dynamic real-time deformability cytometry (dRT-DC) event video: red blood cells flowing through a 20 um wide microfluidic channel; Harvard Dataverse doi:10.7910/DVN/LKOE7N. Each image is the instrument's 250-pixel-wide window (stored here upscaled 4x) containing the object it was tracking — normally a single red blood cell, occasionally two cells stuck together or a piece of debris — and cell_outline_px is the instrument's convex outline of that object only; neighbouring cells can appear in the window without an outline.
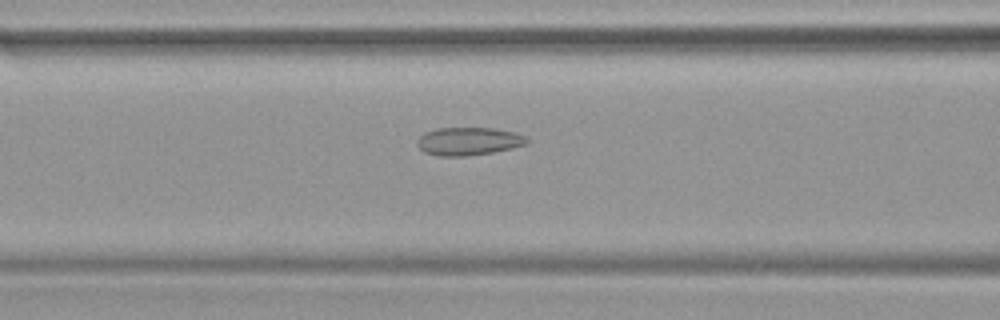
{"species": "common noctule bat (a hibernating species)", "species_latin": "Nyctalus noctula", "temperature_condition": "warm", "stored_images_in_passage": 17, "camera_frame_rate_fps": 3000, "um_per_image_px": 0.085, "animal": {"sex": "female", "body_mass_g": 19.9}, "frame": {"image": 1, "passage_image": 15, "time_ms": 4.667, "image_size_px": [1000, 320], "cell_outline_px": [[528, 144], [512, 148], [492, 152], [464, 156], [440, 156], [424, 152], [416, 144], [420, 136], [424, 132], [436, 128], [492, 128], [516, 132], [524, 136], [528, 140]], "centroid_in_image_um": [39.82, 12.0], "position_along_channel_um": 126.8, "area_um2": 17.86}}